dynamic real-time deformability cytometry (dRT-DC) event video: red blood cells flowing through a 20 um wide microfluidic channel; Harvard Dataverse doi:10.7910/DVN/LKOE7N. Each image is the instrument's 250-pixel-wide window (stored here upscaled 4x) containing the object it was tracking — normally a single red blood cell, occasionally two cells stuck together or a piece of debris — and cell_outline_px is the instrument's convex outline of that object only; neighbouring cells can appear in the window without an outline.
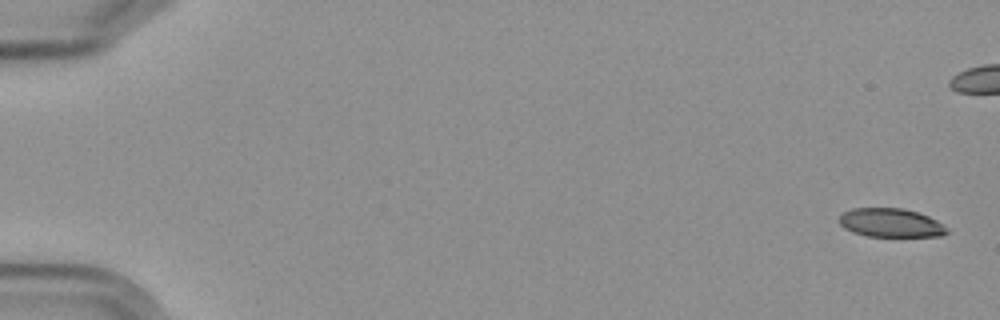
{"species": "Egyptian fruit bat (a non-hibernating species)", "species_latin": "Rousettus aegyptiacus", "temperature_condition": "cold", "stored_images_in_passage": 3, "camera_frame_rate_fps": 3000, "um_per_image_px": 0.085, "frame": {"image": 1, "passage_image": 1, "time_ms": 0.0, "image_size_px": [1000, 320], "cell_outline_px": [[948, 232], [940, 236], [868, 236], [852, 232], [844, 228], [840, 224], [840, 216], [844, 212], [852, 208], [904, 208], [928, 216], [944, 224]], "centroid_in_image_um": [75.71, 18.93], "position_along_channel_um": 9.3, "area_um2": 17.92}}